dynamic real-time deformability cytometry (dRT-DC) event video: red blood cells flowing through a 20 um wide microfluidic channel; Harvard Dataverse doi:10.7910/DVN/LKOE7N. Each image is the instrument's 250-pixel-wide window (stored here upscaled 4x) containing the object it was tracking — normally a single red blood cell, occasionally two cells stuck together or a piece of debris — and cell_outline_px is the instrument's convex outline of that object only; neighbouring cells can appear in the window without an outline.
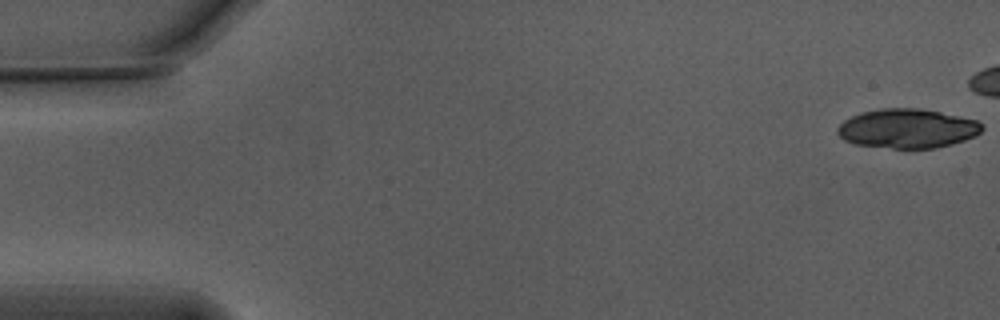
{"species": "Egyptian fruit bat (a non-hibernating species)", "species_latin": "Rousettus aegyptiacus", "temperature_condition": "warm", "stored_images_in_passage": 8, "camera_frame_rate_fps": 3000, "um_per_image_px": 0.085, "animal": {"sex": "male"}, "frame": {"image": 1, "passage_image": 1, "time_ms": 0.0, "image_size_px": [1000, 320], "cell_outline_px": [[984, 128], [976, 136], [952, 144], [936, 148], [892, 148], [856, 144], [844, 140], [836, 132], [836, 128], [844, 120], [860, 112], [884, 108], [920, 108], [960, 116], [976, 120], [984, 124]], "centroid_in_image_um": [77.14, 10.92], "position_along_channel_um": 7.9, "area_um2": 33.18}}